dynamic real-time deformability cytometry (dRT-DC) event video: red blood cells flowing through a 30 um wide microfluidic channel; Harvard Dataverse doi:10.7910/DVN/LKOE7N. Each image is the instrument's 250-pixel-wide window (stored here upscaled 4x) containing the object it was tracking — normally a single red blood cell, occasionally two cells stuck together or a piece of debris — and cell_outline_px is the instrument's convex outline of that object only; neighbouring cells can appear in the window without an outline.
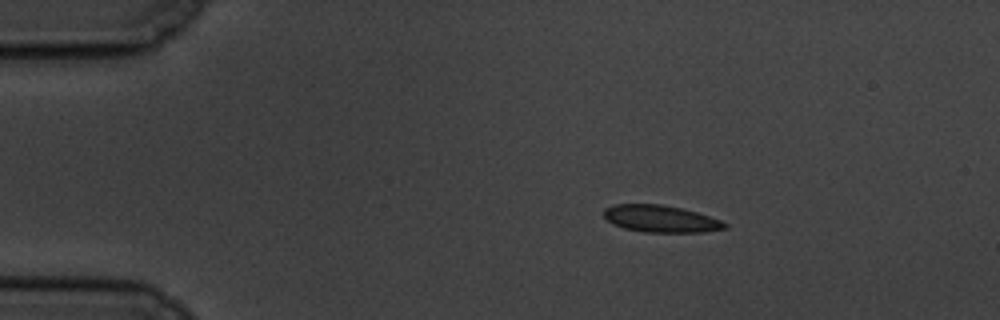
{"species": "common noctule bat (a hibernating species)", "species_latin": "Nyctalus noctula", "temperature_condition": "cold", "stored_images_in_passage": 49, "camera_frame_rate_fps": 3000, "um_per_image_px": 0.085, "animal": {"sex": "male", "body_mass_g": 19.5, "forearm_length_mm": 54.6}, "frame": {"image": 1, "passage_image": 1, "time_ms": 0.0, "image_size_px": [1000, 320], "cell_outline_px": [[728, 228], [704, 232], [644, 232], [624, 228], [612, 224], [604, 216], [604, 208], [616, 204], [660, 204], [680, 208], [696, 212], [720, 220], [728, 224]], "centroid_in_image_um": [56.16, 18.6], "position_along_channel_um": 28.8, "area_um2": 18.96}}
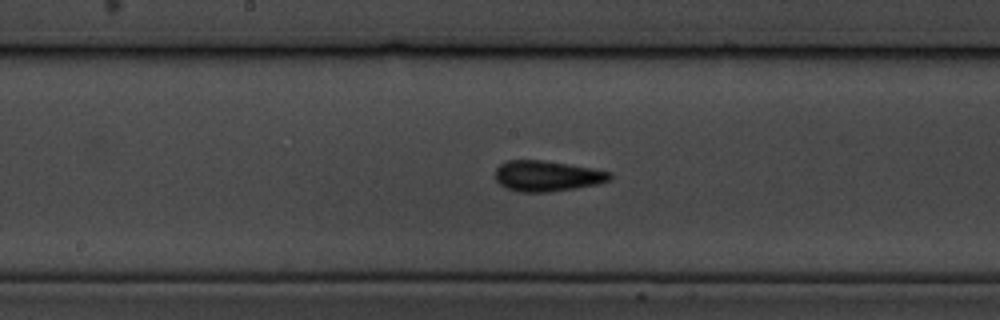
{"frame": {"image": 2, "passage_image": 21, "time_ms": 6.667, "image_size_px": [1000, 320], "cell_outline_px": [[612, 180], [596, 184], [576, 188], [548, 192], [516, 192], [504, 188], [496, 180], [496, 168], [500, 164], [508, 160], [540, 160], [568, 164], [592, 168], [612, 172]], "centroid_in_image_um": [46.5, 14.97], "position_along_channel_um": 201.7, "area_um2": 20.58}}
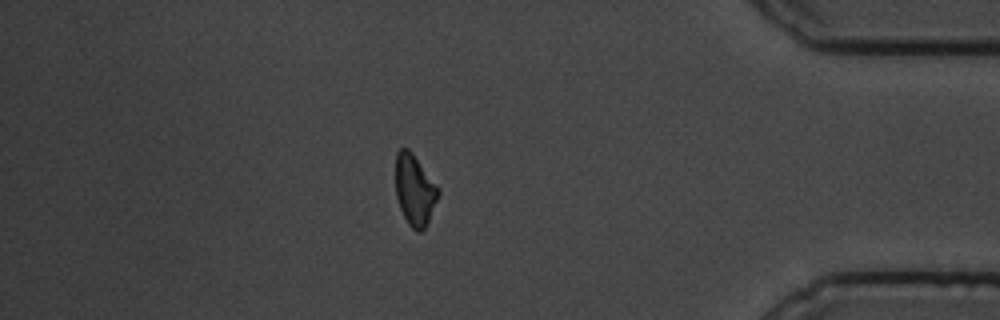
{"frame": {"image": 3, "passage_image": 41, "time_ms": 13.333, "image_size_px": [1000, 320], "cell_outline_px": [[440, 192], [428, 220], [424, 228], [420, 232], [416, 232], [408, 224], [400, 208], [396, 196], [396, 152], [400, 148], [408, 148], [412, 152], [440, 188]], "centroid_in_image_um": [35.24, 16.13], "position_along_channel_um": 400.0, "area_um2": 17.57}, "authors_computed_cell_mechanics": {"area_um2": 18.9584, "velocity_mm_per_s": 3.4758, "shape_relaxation_time_tau1_ms": 4.9708, "shape_relaxation_time_tau2_ms": 2.3237, "deformation_change_tau1": 0.1187, "deformation_change_tau2": 0.0959}}